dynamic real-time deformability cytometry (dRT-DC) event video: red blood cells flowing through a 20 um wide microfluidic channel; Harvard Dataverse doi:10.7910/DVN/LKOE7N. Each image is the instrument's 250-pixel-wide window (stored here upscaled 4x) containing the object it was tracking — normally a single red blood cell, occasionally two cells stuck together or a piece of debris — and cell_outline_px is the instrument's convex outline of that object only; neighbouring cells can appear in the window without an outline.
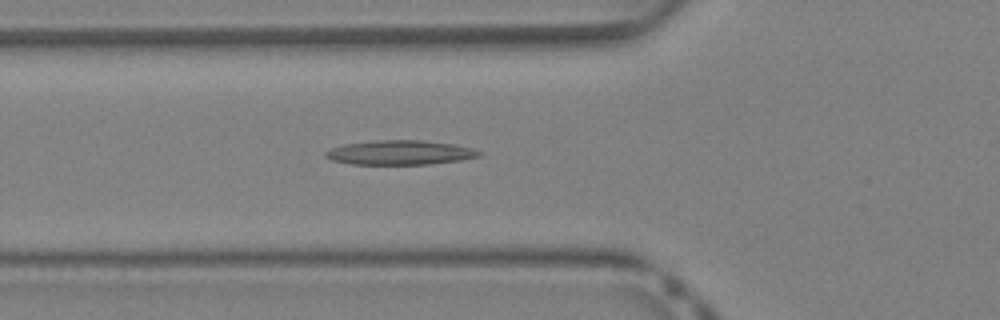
{"species": "Egyptian fruit bat (a non-hibernating species)", "species_latin": "Rousettus aegyptiacus", "temperature_condition": "warm", "stored_images_in_passage": 40, "camera_frame_rate_fps": 3000, "um_per_image_px": 0.085, "animal": {"sex": "female"}, "frame": {"image": 1, "passage_image": 14, "time_ms": 4.333, "image_size_px": [1000, 320], "cell_outline_px": [[484, 152], [480, 156], [460, 160], [428, 164], [352, 164], [332, 160], [324, 156], [324, 152], [332, 148], [344, 144], [376, 140], [424, 140], [452, 144], [472, 148]], "centroid_in_image_um": [34.0, 12.96], "position_along_channel_um": 91.8, "area_um2": 21.79}}
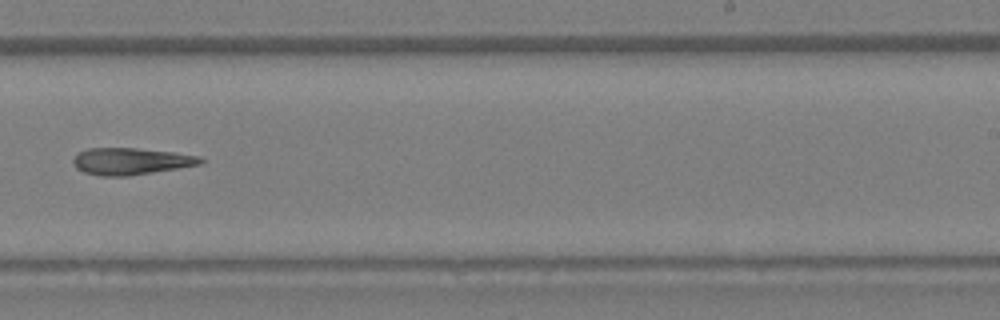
{"frame": {"image": 2, "passage_image": 25, "time_ms": 8.0, "image_size_px": [1000, 320], "cell_outline_px": [[204, 160], [200, 164], [128, 176], [100, 176], [84, 172], [76, 168], [72, 164], [72, 156], [88, 148], [136, 148], [172, 152], [200, 156]], "centroid_in_image_um": [11.06, 13.7], "position_along_channel_um": 277.9, "area_um2": 19.83}}
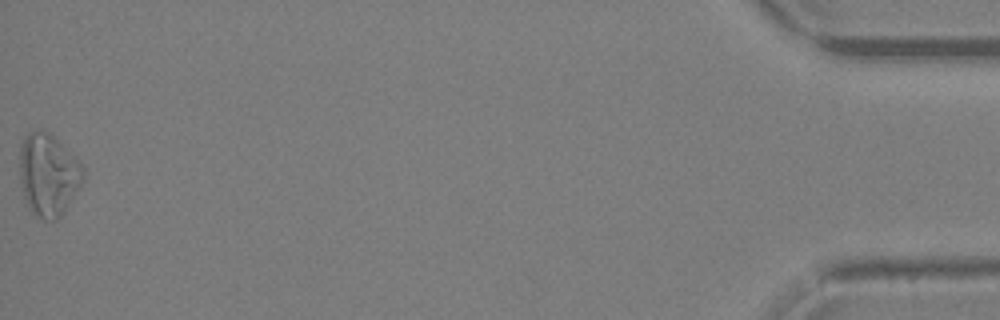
{"frame": {"image": 3, "passage_image": 40, "time_ms": 13.0, "image_size_px": [1000, 320], "cell_outline_px": [[84, 180], [64, 212], [56, 220], [44, 220], [36, 216], [28, 208], [20, 184], [20, 144], [28, 132], [36, 128], [48, 132], [84, 168]], "centroid_in_image_um": [4.07, 14.88], "position_along_channel_um": 431.1, "area_um2": 30.29}}